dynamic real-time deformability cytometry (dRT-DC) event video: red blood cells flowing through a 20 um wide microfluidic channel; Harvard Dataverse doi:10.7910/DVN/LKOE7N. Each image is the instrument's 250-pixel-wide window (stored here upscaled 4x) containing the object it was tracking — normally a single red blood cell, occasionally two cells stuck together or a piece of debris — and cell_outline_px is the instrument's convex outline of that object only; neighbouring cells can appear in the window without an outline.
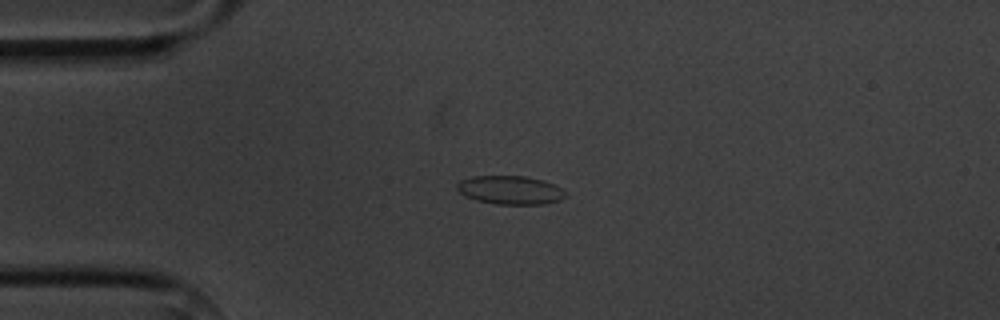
{"species": "common noctule bat (a hibernating species)", "species_latin": "Nyctalus noctula", "temperature_condition": "cold", "stored_images_in_passage": 2, "camera_frame_rate_fps": 3000, "um_per_image_px": 0.085, "animal": {"sex": "male", "body_mass_g": 20.1, "forearm_length_mm": 53.5}, "frame": {"image": 1, "passage_image": 1, "time_ms": 0.0, "image_size_px": [1000, 320], "cell_outline_px": [[568, 196], [560, 200], [544, 204], [496, 204], [476, 200], [464, 196], [456, 188], [456, 184], [460, 180], [472, 176], [524, 176], [544, 180], [568, 192]], "centroid_in_image_um": [43.38, 16.15], "position_along_channel_um": 41.6, "area_um2": 18.21}}